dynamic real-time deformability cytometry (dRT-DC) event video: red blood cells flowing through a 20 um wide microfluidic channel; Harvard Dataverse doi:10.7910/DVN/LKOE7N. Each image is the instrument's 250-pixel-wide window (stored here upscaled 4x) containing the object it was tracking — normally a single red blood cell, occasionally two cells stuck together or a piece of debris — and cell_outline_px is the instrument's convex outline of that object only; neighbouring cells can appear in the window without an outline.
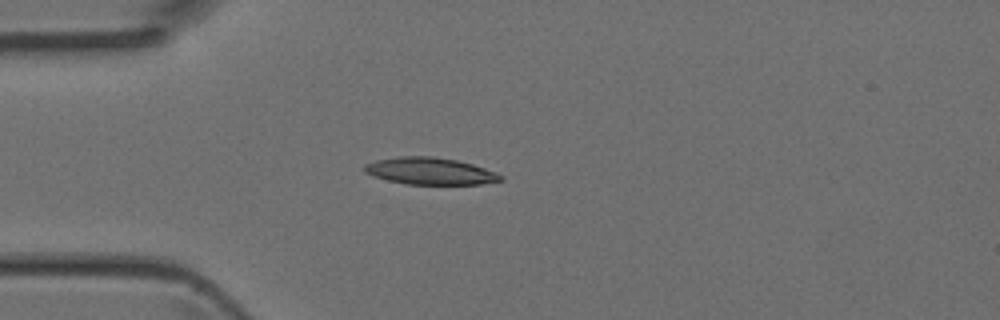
{"species": "Egyptian fruit bat (a non-hibernating species)", "species_latin": "Rousettus aegyptiacus", "temperature_condition": "room temperature", "stored_images_in_passage": 4, "camera_frame_rate_fps": 3000, "um_per_image_px": 0.085, "animal": {"sex": "female"}, "frame": {"image": 1, "passage_image": 4, "time_ms": 1.0, "image_size_px": [1000, 320], "cell_outline_px": [[504, 180], [480, 184], [404, 184], [388, 180], [364, 172], [364, 164], [376, 160], [400, 156], [432, 156], [456, 160], [472, 164], [496, 172], [504, 176]], "centroid_in_image_um": [36.57, 14.54], "position_along_channel_um": 48.4, "area_um2": 21.33}}